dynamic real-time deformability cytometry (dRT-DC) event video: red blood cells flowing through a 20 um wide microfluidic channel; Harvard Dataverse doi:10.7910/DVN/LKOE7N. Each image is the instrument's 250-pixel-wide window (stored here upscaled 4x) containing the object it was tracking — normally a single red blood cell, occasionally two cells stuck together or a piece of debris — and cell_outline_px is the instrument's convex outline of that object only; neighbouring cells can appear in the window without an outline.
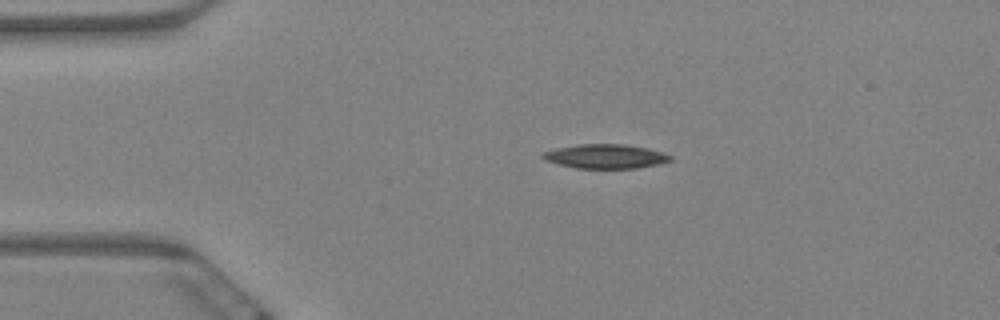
{"species": "Egyptian fruit bat (a non-hibernating species)", "species_latin": "Rousettus aegyptiacus", "temperature_condition": "warm", "stored_images_in_passage": 4, "camera_frame_rate_fps": 3000, "um_per_image_px": 0.085, "animal": {"sex": "female"}, "frame": {"image": 1, "passage_image": 1, "time_ms": 0.0, "image_size_px": [1000, 320], "cell_outline_px": [[672, 160], [660, 164], [636, 168], [576, 168], [544, 160], [540, 156], [540, 152], [556, 148], [580, 144], [624, 144], [648, 148], [672, 156]], "centroid_in_image_um": [51.44, 13.28], "position_along_channel_um": 33.6, "area_um2": 18.03}}
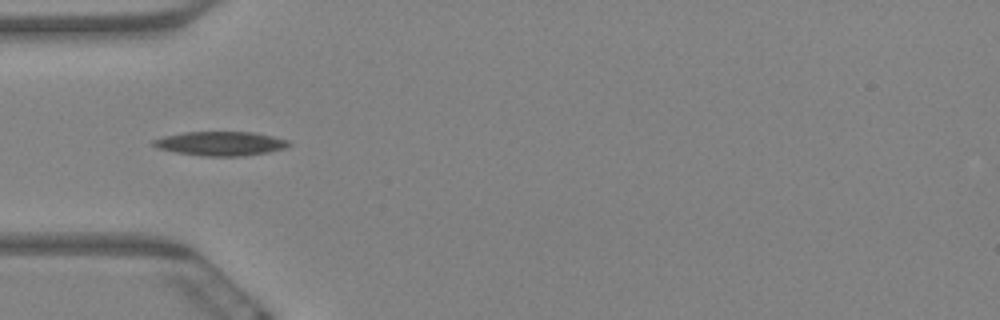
{"frame": {"image": 2, "passage_image": 3, "time_ms": 0.667, "image_size_px": [1000, 320], "cell_outline_px": [[292, 144], [284, 148], [268, 152], [244, 156], [200, 156], [176, 152], [156, 148], [152, 144], [152, 140], [164, 136], [184, 132], [252, 132], [272, 136], [288, 140]], "centroid_in_image_um": [18.73, 12.2], "position_along_channel_um": 66.3, "area_um2": 19.07}}
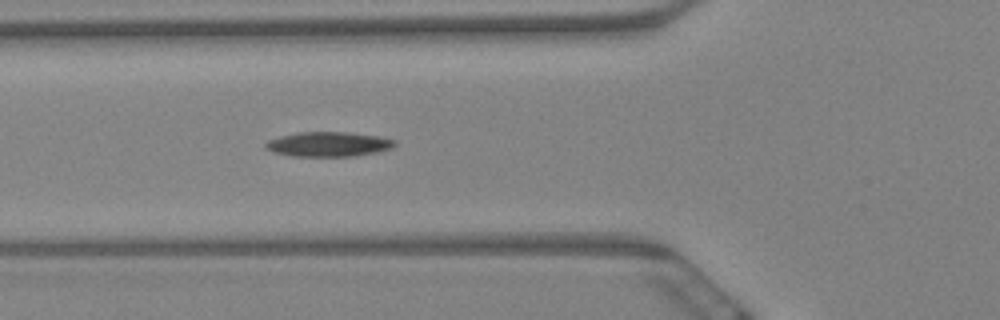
{"frame": {"image": 3, "passage_image": 4, "time_ms": 1.0, "image_size_px": [1000, 320], "cell_outline_px": [[396, 144], [392, 148], [376, 152], [356, 156], [292, 156], [276, 152], [264, 148], [264, 144], [268, 140], [280, 136], [300, 132], [348, 132], [380, 136], [396, 140]], "centroid_in_image_um": [27.94, 12.25], "position_along_channel_um": 97.9, "area_um2": 18.61}}